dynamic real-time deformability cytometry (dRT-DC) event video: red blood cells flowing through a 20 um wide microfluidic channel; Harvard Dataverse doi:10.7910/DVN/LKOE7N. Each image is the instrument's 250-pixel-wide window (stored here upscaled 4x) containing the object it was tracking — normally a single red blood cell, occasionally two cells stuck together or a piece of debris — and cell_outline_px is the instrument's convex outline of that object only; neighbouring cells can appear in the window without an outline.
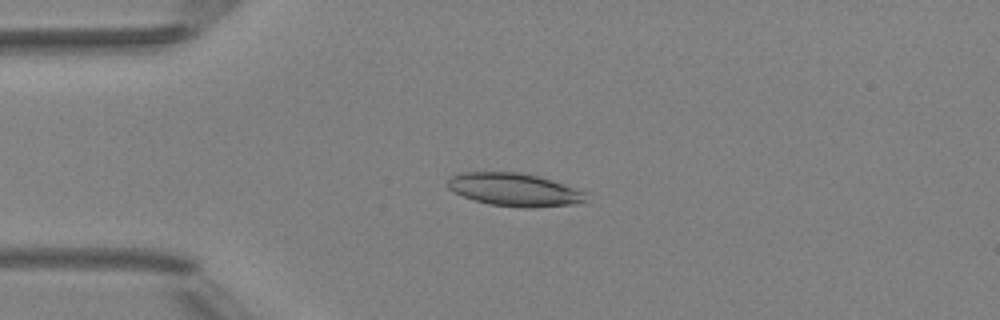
{"species": "Egyptian fruit bat (a non-hibernating species)", "species_latin": "Rousettus aegyptiacus", "temperature_condition": "room temperature", "stored_images_in_passage": 6, "camera_frame_rate_fps": 3000, "um_per_image_px": 0.085, "animal": {"sex": "female"}, "frame": {"image": 1, "passage_image": 3, "time_ms": 3.333, "image_size_px": [1000, 320], "cell_outline_px": [[588, 192], [584, 204], [532, 208], [524, 208], [488, 204], [464, 196], [448, 188], [448, 180], [452, 176], [460, 172], [516, 172], [536, 176], [552, 180]], "centroid_in_image_um": [43.8, 16.14], "position_along_channel_um": 41.2, "area_um2": 26.7}}
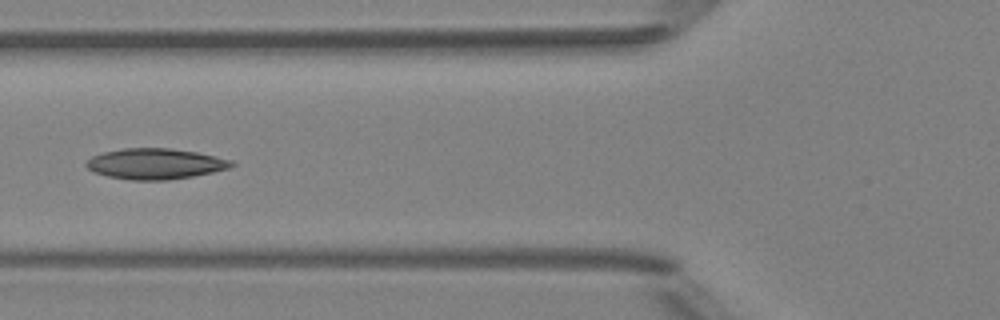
{"frame": {"image": 2, "passage_image": 5, "time_ms": 5.667, "image_size_px": [1000, 320], "cell_outline_px": [[236, 164], [228, 168], [212, 172], [192, 176], [168, 180], [132, 180], [108, 176], [92, 172], [84, 164], [92, 156], [104, 152], [124, 148], [168, 148], [196, 152], [232, 160]], "centroid_in_image_um": [13.18, 13.92], "position_along_channel_um": 112.6, "area_um2": 25.84}}
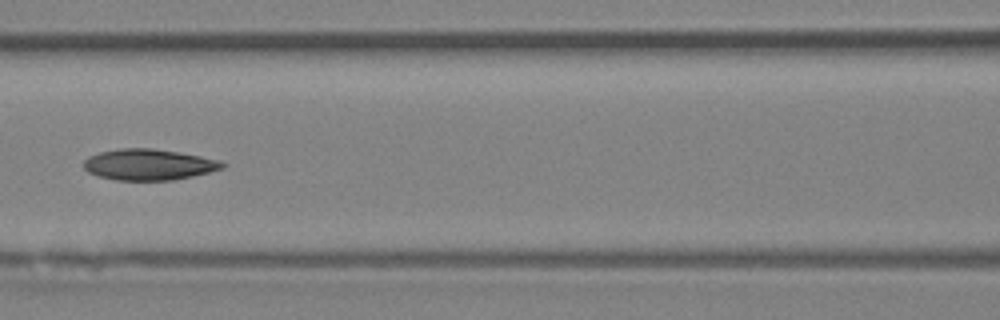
{"frame": {"image": 3, "passage_image": 6, "time_ms": 6.667, "image_size_px": [1000, 320], "cell_outline_px": [[228, 164], [224, 168], [192, 176], [172, 180], [116, 180], [100, 176], [88, 172], [84, 168], [84, 160], [88, 156], [100, 152], [120, 148], [152, 148], [200, 156], [220, 160]], "centroid_in_image_um": [12.65, 13.98], "position_along_channel_um": 154.0, "area_um2": 24.97}}